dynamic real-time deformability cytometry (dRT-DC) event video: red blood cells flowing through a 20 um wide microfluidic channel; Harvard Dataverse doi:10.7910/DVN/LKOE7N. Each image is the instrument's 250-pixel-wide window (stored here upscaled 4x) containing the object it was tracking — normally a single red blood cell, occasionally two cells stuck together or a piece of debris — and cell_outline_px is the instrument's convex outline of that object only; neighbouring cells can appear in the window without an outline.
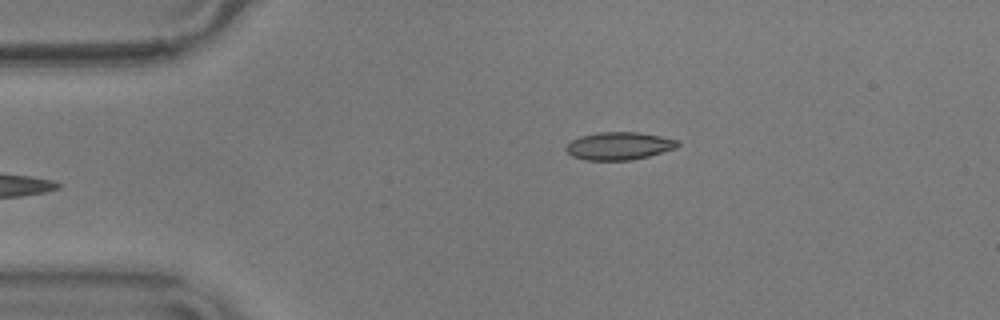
{"species": "common noctule bat (a hibernating species)", "species_latin": "Nyctalus noctula", "temperature_condition": "warm", "stored_images_in_passage": 39, "camera_frame_rate_fps": 3000, "um_per_image_px": 0.085, "animal": {"sex": "male", "body_mass_g": 17.9}, "frame": {"image": 1, "passage_image": 1, "time_ms": 0.0, "image_size_px": [1000, 320], "cell_outline_px": [[680, 144], [676, 148], [648, 156], [632, 160], [588, 160], [572, 156], [564, 148], [572, 140], [580, 136], [600, 132], [636, 132], [660, 136], [680, 140]], "centroid_in_image_um": [52.64, 12.4], "position_along_channel_um": 32.4, "area_um2": 17.98}}
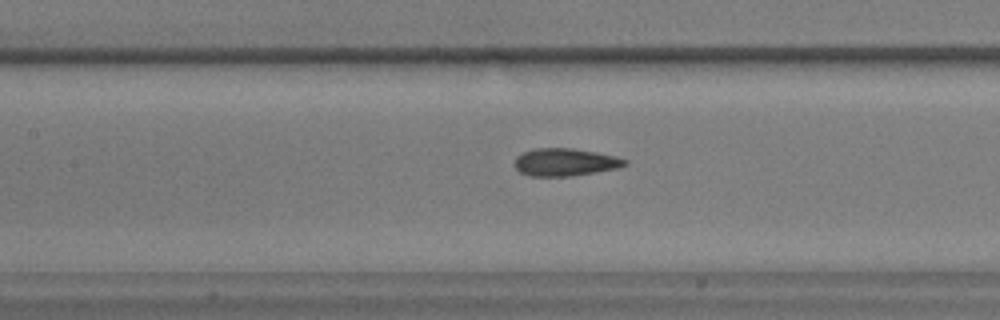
{"frame": {"image": 2, "passage_image": 15, "time_ms": 4.667, "image_size_px": [1000, 320], "cell_outline_px": [[628, 164], [620, 168], [572, 176], [532, 176], [520, 172], [512, 164], [516, 156], [532, 148], [572, 148], [596, 152], [616, 156], [628, 160]], "centroid_in_image_um": [48.04, 13.78], "position_along_channel_um": 159.4, "area_um2": 17.98}}
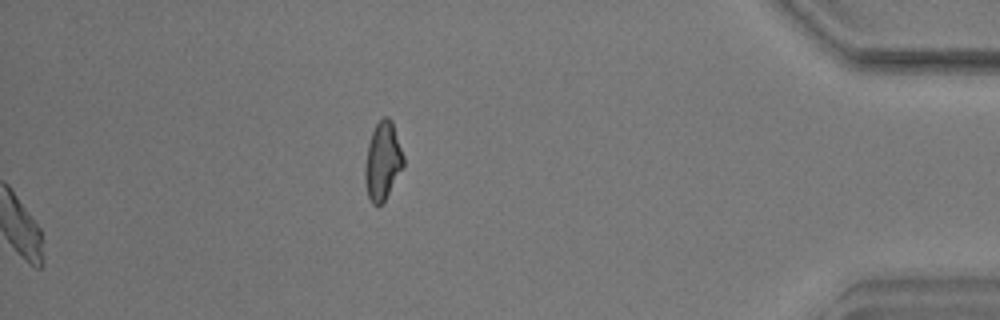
{"frame": {"image": 3, "passage_image": 39, "time_ms": 12.667, "image_size_px": [1000, 320], "cell_outline_px": [[404, 164], [384, 200], [380, 204], [372, 204], [368, 196], [364, 180], [364, 168], [368, 144], [372, 132], [376, 124], [384, 116], [388, 116], [392, 120], [404, 156]], "centroid_in_image_um": [32.51, 13.65], "position_along_channel_um": 402.7, "area_um2": 17.28}, "authors_computed_cell_mechanics": {"area_um2": 17.5712, "velocity_mm_per_s": 3.5991, "shape_relaxation_time_tau1_ms": 5.3154, "shape_relaxation_time_tau2_ms": 1.4725, "deformation_change_tau1": 0.1629, "deformation_change_tau2": 0.0893}}